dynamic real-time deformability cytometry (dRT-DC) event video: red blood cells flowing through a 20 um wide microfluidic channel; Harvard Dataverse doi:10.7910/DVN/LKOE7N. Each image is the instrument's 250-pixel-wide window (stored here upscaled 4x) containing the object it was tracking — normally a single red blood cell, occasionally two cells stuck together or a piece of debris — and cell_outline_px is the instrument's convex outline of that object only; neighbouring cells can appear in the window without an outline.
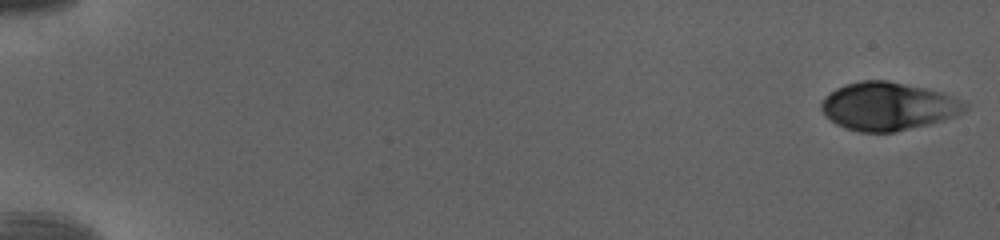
{"species": "human", "species_latin": "Homo sapiens", "temperature_condition": "cold", "stored_images_in_passage": 52, "camera_frame_rate_fps": 3000, "um_per_image_px": 0.085, "donor": {"sex": "female"}, "frame": {"image": 1, "passage_image": 1, "time_ms": 0.0, "image_size_px": [1000, 240], "cell_outline_px": [[968, 108], [964, 112], [956, 116], [944, 120], [928, 124], [892, 132], [860, 132], [844, 128], [836, 124], [820, 108], [820, 104], [824, 96], [828, 92], [844, 84], [860, 80], [888, 80], [928, 88], [944, 92], [968, 100]], "centroid_in_image_um": [75.54, 9.01], "position_along_channel_um": 9.5, "area_um2": 40.86}}
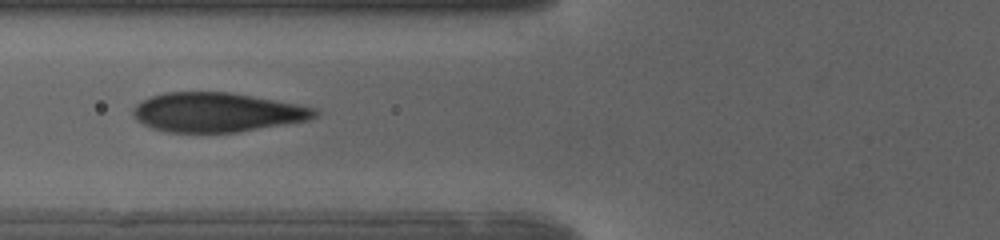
{"frame": {"image": 2, "passage_image": 22, "time_ms": 7.0, "image_size_px": [1000, 240], "cell_outline_px": [[320, 112], [316, 116], [308, 120], [236, 132], [168, 132], [152, 128], [144, 124], [132, 112], [136, 104], [152, 96], [164, 92], [228, 92], [252, 96], [296, 104], [316, 108]], "centroid_in_image_um": [18.46, 9.54], "position_along_channel_um": 107.3, "area_um2": 41.1}}
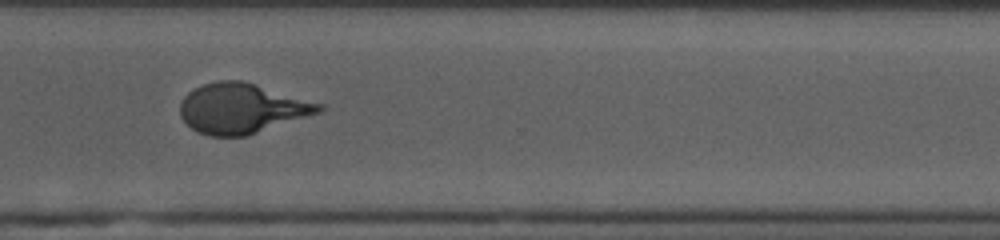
{"frame": {"image": 3, "passage_image": 40, "time_ms": 13.0, "image_size_px": [1000, 240], "cell_outline_px": [[324, 108], [320, 112], [248, 136], [208, 136], [196, 132], [180, 116], [180, 104], [184, 96], [188, 92], [204, 84], [220, 80], [240, 80], [324, 104]], "centroid_in_image_um": [20.54, 9.23], "position_along_channel_um": 350.1, "area_um2": 40.29}, "authors_computed_cell_mechanics": {"area_um2": 40.8646, "velocity_mm_per_s": 4.0411, "shape_relaxation_time_tau1_ms": 4.3351, "shape_relaxation_time_tau2_ms": null, "deformation_change_tau1": 0.1881, "deformation_change_tau2": null}}